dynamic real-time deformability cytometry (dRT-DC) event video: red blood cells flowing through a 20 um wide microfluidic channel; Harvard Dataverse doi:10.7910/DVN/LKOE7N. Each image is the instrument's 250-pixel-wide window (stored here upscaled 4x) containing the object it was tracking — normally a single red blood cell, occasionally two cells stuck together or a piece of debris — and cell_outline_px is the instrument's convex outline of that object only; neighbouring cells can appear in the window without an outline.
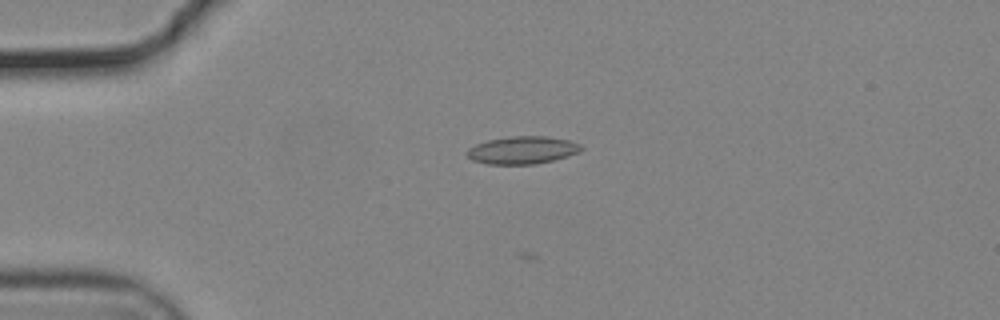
{"species": "common noctule bat (a hibernating species)", "species_latin": "Nyctalus noctula", "temperature_condition": "cold", "stored_images_in_passage": 43, "camera_frame_rate_fps": 3000, "um_per_image_px": 0.085, "animal": {"sex": "male", "body_mass_g": 19.2, "forearm_length_mm": 51.8}, "frame": {"image": 1, "passage_image": 14, "time_ms": 4.333, "image_size_px": [1000, 320], "cell_outline_px": [[584, 148], [568, 156], [536, 164], [488, 164], [472, 160], [464, 152], [468, 148], [476, 144], [488, 140], [512, 136], [548, 136], [568, 140], [580, 144]], "centroid_in_image_um": [44.38, 12.76], "position_along_channel_um": 40.6, "area_um2": 18.32}}
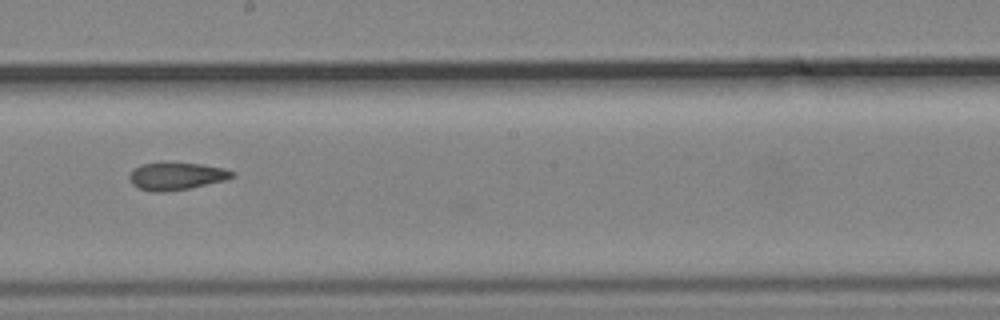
{"frame": {"image": 2, "passage_image": 32, "time_ms": 10.333, "image_size_px": [1000, 320], "cell_outline_px": [[236, 176], [224, 180], [188, 188], [164, 192], [152, 192], [140, 188], [132, 184], [128, 180], [128, 176], [140, 164], [164, 160], [168, 160], [200, 164], [224, 168], [236, 172]], "centroid_in_image_um": [14.97, 14.93], "position_along_channel_um": 233.2, "area_um2": 16.94}}
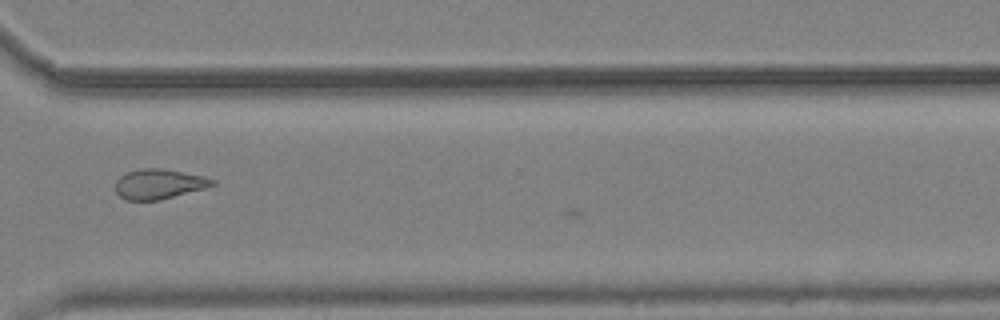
{"frame": {"image": 3, "passage_image": 42, "time_ms": 13.667, "image_size_px": [1000, 320], "cell_outline_px": [[216, 184], [204, 188], [160, 200], [128, 200], [120, 196], [116, 192], [116, 180], [120, 176], [128, 172], [140, 168], [164, 168], [204, 176], [216, 180]], "centroid_in_image_um": [13.52, 15.63], "position_along_channel_um": 357.1, "area_um2": 16.88}}